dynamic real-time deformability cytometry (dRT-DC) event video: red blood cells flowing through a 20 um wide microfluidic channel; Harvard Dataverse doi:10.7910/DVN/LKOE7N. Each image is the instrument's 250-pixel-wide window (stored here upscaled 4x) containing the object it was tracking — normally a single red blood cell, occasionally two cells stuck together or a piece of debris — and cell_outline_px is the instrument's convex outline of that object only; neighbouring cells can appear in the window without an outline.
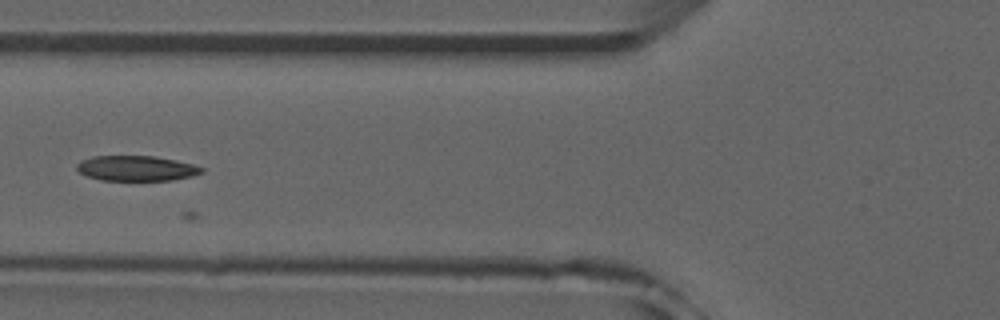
{"species": "common noctule bat (a hibernating species)", "species_latin": "Nyctalus noctula", "temperature_condition": "room temperature", "stored_images_in_passage": 30, "camera_frame_rate_fps": 3000, "um_per_image_px": 0.085, "animal": {"sex": "male", "forearm_length_mm": 52.5}, "frame": {"image": 1, "passage_image": 20, "time_ms": 6.333, "image_size_px": [1000, 320], "cell_outline_px": [[204, 172], [192, 176], [172, 180], [100, 180], [88, 176], [80, 172], [76, 168], [76, 164], [80, 160], [92, 156], [156, 156], [176, 160], [192, 164], [204, 168]], "centroid_in_image_um": [11.59, 14.3], "position_along_channel_um": 114.2, "area_um2": 18.38}}